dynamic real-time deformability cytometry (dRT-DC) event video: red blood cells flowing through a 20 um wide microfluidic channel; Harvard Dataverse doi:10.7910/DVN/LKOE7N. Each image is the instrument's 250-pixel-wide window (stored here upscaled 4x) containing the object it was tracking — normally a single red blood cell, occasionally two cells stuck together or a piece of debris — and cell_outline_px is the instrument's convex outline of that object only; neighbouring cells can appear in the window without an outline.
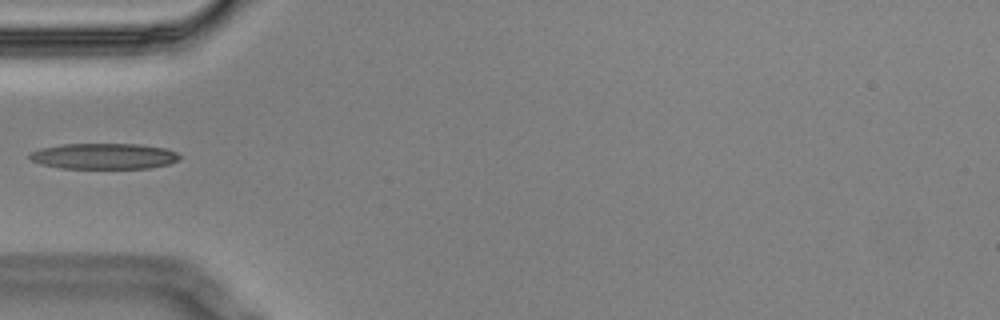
{"species": "Egyptian fruit bat (a non-hibernating species)", "species_latin": "Rousettus aegyptiacus", "temperature_condition": "cold", "stored_images_in_passage": 5, "camera_frame_rate_fps": 3000, "um_per_image_px": 0.085, "animal": {"sex": "male"}, "frame": {"image": 1, "passage_image": 4, "time_ms": 1.0, "image_size_px": [1000, 320], "cell_outline_px": [[180, 160], [168, 164], [148, 168], [60, 168], [40, 164], [32, 160], [28, 156], [28, 152], [40, 148], [64, 144], [140, 144], [164, 148], [176, 152], [180, 156]], "centroid_in_image_um": [8.8, 13.27], "position_along_channel_um": 76.2, "area_um2": 22.6}}